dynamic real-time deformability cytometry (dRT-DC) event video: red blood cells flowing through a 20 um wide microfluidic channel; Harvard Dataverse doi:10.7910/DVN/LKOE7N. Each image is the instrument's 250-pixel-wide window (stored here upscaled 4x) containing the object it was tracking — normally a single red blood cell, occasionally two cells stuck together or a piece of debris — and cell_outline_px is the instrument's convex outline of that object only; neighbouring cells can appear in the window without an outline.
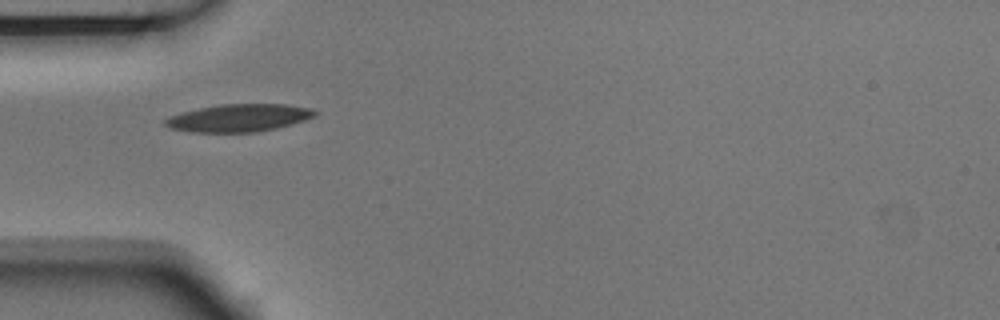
{"species": "Egyptian fruit bat (a non-hibernating species)", "species_latin": "Rousettus aegyptiacus", "temperature_condition": "room temperature", "stored_images_in_passage": 8, "camera_frame_rate_fps": 3000, "um_per_image_px": 0.085, "animal": {"sex": "male"}, "frame": {"image": 1, "passage_image": 5, "time_ms": 1.333, "image_size_px": [1000, 320], "cell_outline_px": [[320, 112], [316, 116], [304, 120], [276, 128], [256, 132], [192, 132], [172, 128], [164, 124], [164, 120], [168, 116], [180, 112], [220, 104], [284, 104], [312, 108]], "centroid_in_image_um": [20.32, 10.01], "position_along_channel_um": 64.7, "area_um2": 24.1}}
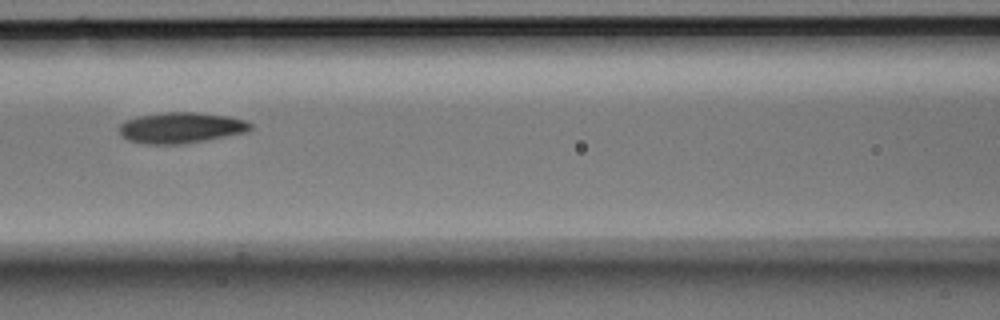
{"frame": {"image": 2, "passage_image": 7, "time_ms": 2.0, "image_size_px": [1000, 320], "cell_outline_px": [[252, 128], [244, 132], [184, 144], [148, 144], [128, 140], [120, 132], [120, 124], [124, 120], [136, 116], [164, 112], [196, 112], [228, 116], [244, 120], [252, 124]], "centroid_in_image_um": [15.35, 10.84], "position_along_channel_um": 151.2, "area_um2": 23.41}}
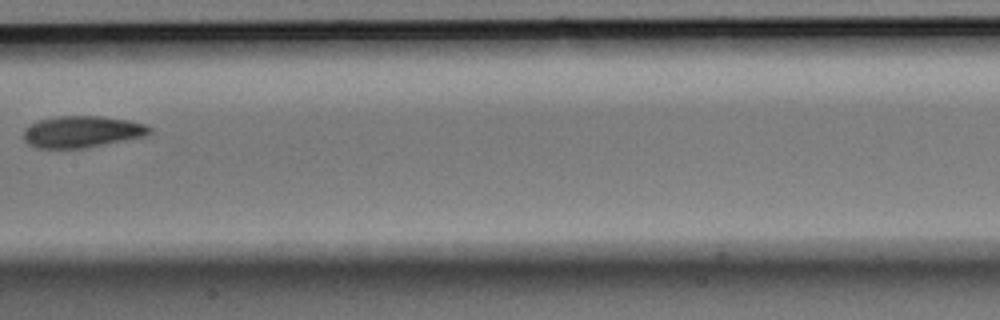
{"frame": {"image": 3, "passage_image": 8, "time_ms": 2.333, "image_size_px": [1000, 320], "cell_outline_px": [[152, 132], [144, 136], [80, 148], [36, 148], [28, 144], [24, 140], [24, 128], [40, 120], [56, 116], [100, 116], [128, 120], [144, 124], [152, 128]], "centroid_in_image_um": [6.94, 11.19], "position_along_channel_um": 200.5, "area_um2": 22.89}}